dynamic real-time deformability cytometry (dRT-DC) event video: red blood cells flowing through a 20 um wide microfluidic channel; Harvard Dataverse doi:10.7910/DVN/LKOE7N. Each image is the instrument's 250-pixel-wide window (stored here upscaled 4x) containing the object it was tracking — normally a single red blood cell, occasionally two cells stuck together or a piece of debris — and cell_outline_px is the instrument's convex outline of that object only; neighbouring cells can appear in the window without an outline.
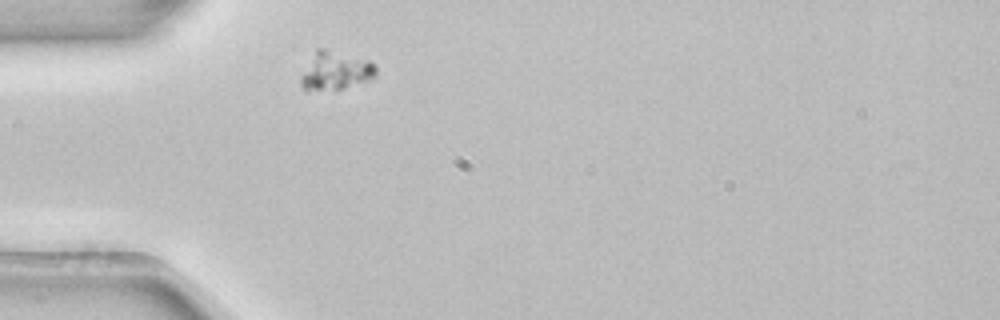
{"species": "common noctule bat (a hibernating species)", "species_latin": "Nyctalus noctula", "temperature_condition": "room temperature", "stored_images_in_passage": 1, "camera_frame_rate_fps": 3000, "um_per_image_px": 0.085, "animal": {"sex": "female", "body_mass_g": 22.7, "forearm_length_mm": 54.2}, "frame": {"image": 1, "passage_image": 1, "time_ms": 0.0, "image_size_px": [1000, 320], "cell_outline_px": [[376, 76], [344, 88], [308, 92], [304, 92], [300, 84], [300, 76], [316, 48], [324, 48], [368, 60], [376, 68]], "centroid_in_image_um": [28.43, 6.03], "position_along_channel_um": 56.6, "area_um2": 16.76}}